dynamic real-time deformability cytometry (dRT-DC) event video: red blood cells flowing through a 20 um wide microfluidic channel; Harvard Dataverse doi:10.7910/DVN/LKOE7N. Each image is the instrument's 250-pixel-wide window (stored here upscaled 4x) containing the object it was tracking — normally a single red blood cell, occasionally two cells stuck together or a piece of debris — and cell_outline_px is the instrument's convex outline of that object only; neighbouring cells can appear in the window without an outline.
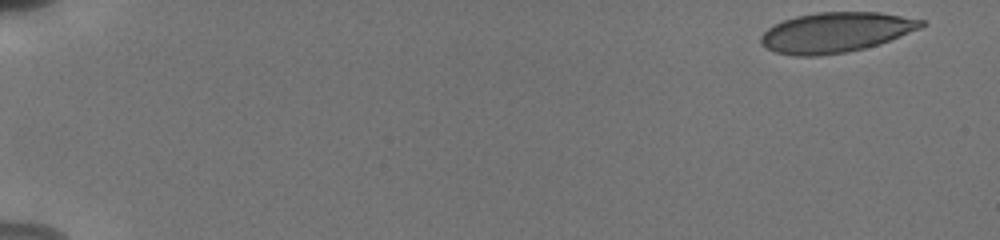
{"species": "human", "species_latin": "Homo sapiens", "temperature_condition": "cold", "stored_images_in_passage": 40, "camera_frame_rate_fps": 3000, "um_per_image_px": 0.085, "donor": {"sex": "male"}, "frame": {"image": 1, "passage_image": 1, "time_ms": 0.0, "image_size_px": [1000, 240], "cell_outline_px": [[928, 24], [920, 28], [880, 44], [848, 52], [816, 56], [792, 56], [776, 52], [760, 44], [760, 36], [768, 28], [784, 20], [796, 16], [816, 12], [880, 12], [924, 20]], "centroid_in_image_um": [71.04, 2.75], "position_along_channel_um": 14.0, "area_um2": 37.51}}
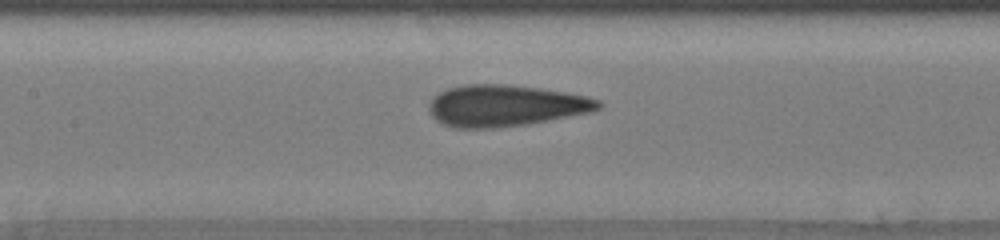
{"frame": {"image": 2, "passage_image": 22, "time_ms": 8.333, "image_size_px": [1000, 240], "cell_outline_px": [[604, 104], [600, 108], [592, 112], [528, 124], [496, 128], [452, 128], [436, 120], [432, 116], [428, 108], [428, 104], [440, 92], [448, 88], [464, 84], [504, 84], [540, 88], [564, 92], [584, 96], [600, 100]], "centroid_in_image_um": [42.97, 8.99], "position_along_channel_um": 164.4, "area_um2": 41.04}}
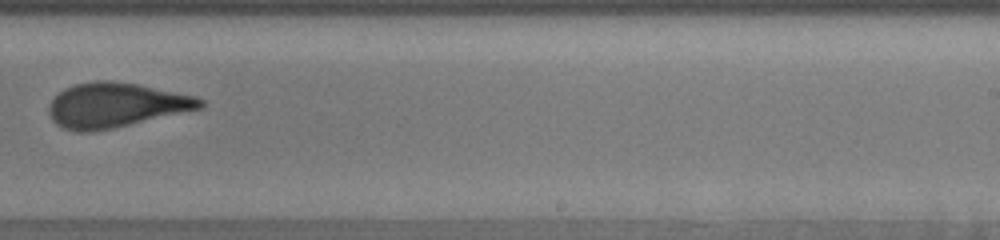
{"frame": {"image": 3, "passage_image": 29, "time_ms": 11.333, "image_size_px": [1000, 240], "cell_outline_px": [[204, 108], [112, 128], [92, 132], [76, 132], [64, 128], [56, 124], [52, 120], [48, 112], [48, 108], [52, 100], [64, 88], [76, 84], [96, 80], [112, 80], [136, 84], [196, 96], [204, 100]], "centroid_in_image_um": [9.84, 8.94], "position_along_channel_um": 279.2, "area_um2": 39.3}, "authors_computed_cell_mechanics": {"area_um2": 39.1884, "velocity_mm_per_s": 3.8367, "shape_relaxation_time_tau1_ms": null, "shape_relaxation_time_tau2_ms": 1.1259, "deformation_change_tau1": null, "deformation_change_tau2": 0.0683}}